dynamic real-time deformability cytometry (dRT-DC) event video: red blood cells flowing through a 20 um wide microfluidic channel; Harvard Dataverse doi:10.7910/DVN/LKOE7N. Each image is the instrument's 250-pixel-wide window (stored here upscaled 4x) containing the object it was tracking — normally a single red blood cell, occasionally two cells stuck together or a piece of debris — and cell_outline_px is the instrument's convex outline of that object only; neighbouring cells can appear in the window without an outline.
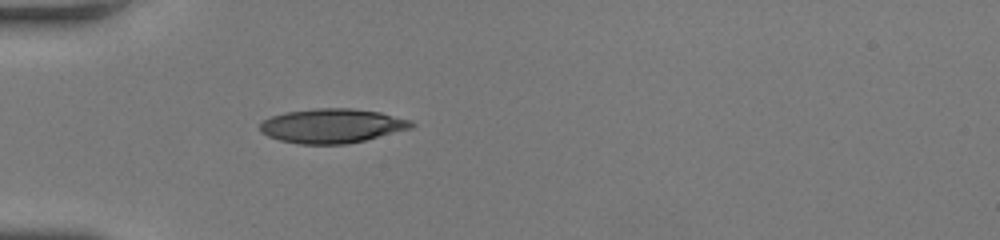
{"species": "human", "species_latin": "Homo sapiens", "temperature_condition": "room temperature", "stored_images_in_passage": 38, "camera_frame_rate_fps": 3000, "um_per_image_px": 0.085, "donor": {"sex": "female"}, "frame": {"image": 1, "passage_image": 1, "time_ms": 0.0, "image_size_px": [1000, 240], "cell_outline_px": [[416, 124], [412, 128], [364, 140], [344, 144], [300, 144], [280, 140], [268, 136], [260, 132], [260, 124], [264, 120], [272, 116], [284, 112], [316, 108], [352, 108], [380, 112], [412, 120]], "centroid_in_image_um": [28.23, 10.69], "position_along_channel_um": 56.8, "area_um2": 30.29}}
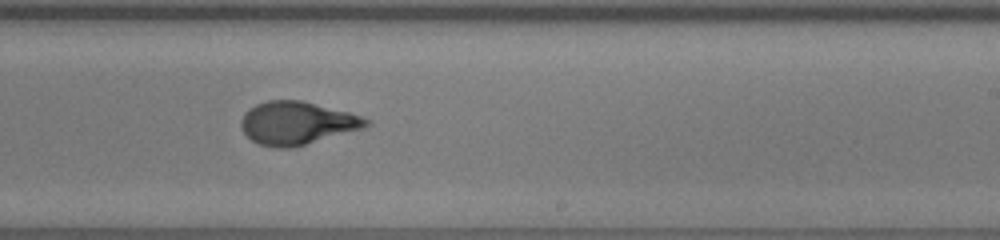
{"frame": {"image": 2, "passage_image": 18, "time_ms": 5.667, "image_size_px": [1000, 240], "cell_outline_px": [[372, 124], [364, 128], [304, 144], [288, 148], [276, 148], [260, 144], [252, 140], [244, 132], [240, 124], [240, 120], [244, 112], [256, 104], [268, 100], [300, 100], [364, 116], [372, 120]], "centroid_in_image_um": [25.26, 10.45], "position_along_channel_um": 263.7, "area_um2": 31.15}}
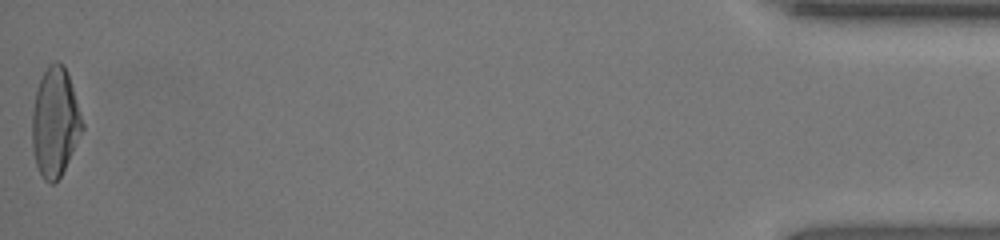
{"frame": {"image": 3, "passage_image": 38, "time_ms": 12.333, "image_size_px": [1000, 240], "cell_outline_px": [[84, 128], [60, 176], [52, 184], [48, 184], [44, 180], [36, 164], [32, 152], [32, 112], [36, 88], [48, 64], [56, 60], [64, 64], [68, 72], [84, 124]], "centroid_in_image_um": [4.67, 10.35], "position_along_channel_um": 430.5, "area_um2": 31.91}, "authors_computed_cell_mechanics": {"area_um2": 30.9808, "velocity_mm_per_s": 3.8725, "shape_relaxation_time_tau1_ms": 5.9849, "shape_relaxation_time_tau2_ms": null, "deformation_change_tau1": 0.2604, "deformation_change_tau2": null}}